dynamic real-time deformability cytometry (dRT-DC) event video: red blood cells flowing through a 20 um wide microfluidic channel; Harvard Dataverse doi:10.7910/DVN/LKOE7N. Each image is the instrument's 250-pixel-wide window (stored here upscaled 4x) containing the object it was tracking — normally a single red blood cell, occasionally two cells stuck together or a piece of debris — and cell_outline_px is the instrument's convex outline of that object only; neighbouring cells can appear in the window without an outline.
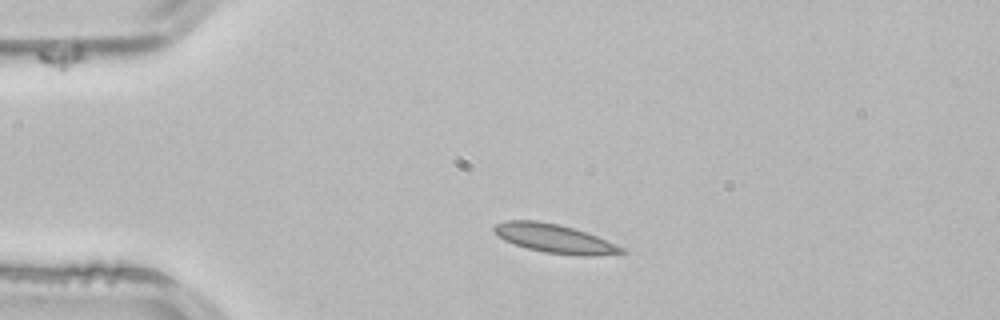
{"species": "common noctule bat (a hibernating species)", "species_latin": "Nyctalus noctula", "temperature_condition": "room temperature", "stored_images_in_passage": 4, "camera_frame_rate_fps": 3000, "um_per_image_px": 0.085, "animal": {"sex": "male", "body_mass_g": 21.5, "forearm_length_mm": 52.0}, "frame": {"image": 1, "passage_image": 1, "time_ms": 0.0, "image_size_px": [1000, 320], "cell_outline_px": [[628, 252], [592, 256], [580, 256], [544, 252], [528, 248], [504, 240], [496, 236], [492, 228], [496, 224], [508, 220], [536, 220], [556, 224], [572, 228], [596, 236], [624, 248]], "centroid_in_image_um": [47.1, 20.28], "position_along_channel_um": 37.9, "area_um2": 21.1}}